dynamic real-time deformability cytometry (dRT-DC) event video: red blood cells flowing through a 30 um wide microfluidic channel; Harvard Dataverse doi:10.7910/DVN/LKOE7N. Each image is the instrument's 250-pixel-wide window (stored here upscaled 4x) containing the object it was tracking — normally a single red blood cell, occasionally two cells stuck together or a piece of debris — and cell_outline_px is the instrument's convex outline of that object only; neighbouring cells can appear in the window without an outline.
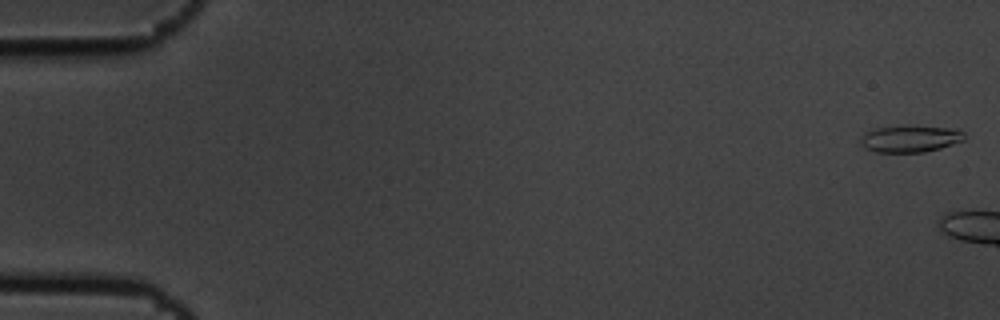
{"species": "common noctule bat (a hibernating species)", "species_latin": "Nyctalus noctula", "temperature_condition": "cold", "stored_images_in_passage": 9, "camera_frame_rate_fps": 3000, "um_per_image_px": 0.085, "animal": {"sex": "male", "body_mass_g": 19.5, "forearm_length_mm": 54.6}, "frame": {"image": 1, "passage_image": 1, "time_ms": 0.0, "image_size_px": [1000, 320], "cell_outline_px": [[964, 140], [940, 148], [924, 152], [876, 152], [864, 148], [860, 144], [860, 140], [864, 132], [872, 128], [904, 124], [960, 128], [964, 132]], "centroid_in_image_um": [77.35, 11.75], "position_along_channel_um": 7.6, "area_um2": 16.94}}
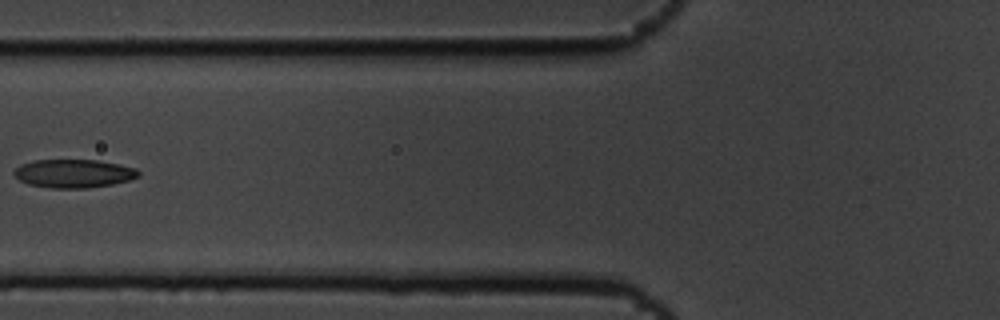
{"frame": {"image": 2, "passage_image": 8, "time_ms": 2.333, "image_size_px": [1000, 320], "cell_outline_px": [[140, 176], [128, 180], [112, 184], [88, 188], [48, 188], [28, 184], [20, 180], [12, 172], [20, 164], [36, 160], [96, 160], [136, 168], [140, 172]], "centroid_in_image_um": [6.25, 14.75], "position_along_channel_um": 119.6, "area_um2": 20.52}}
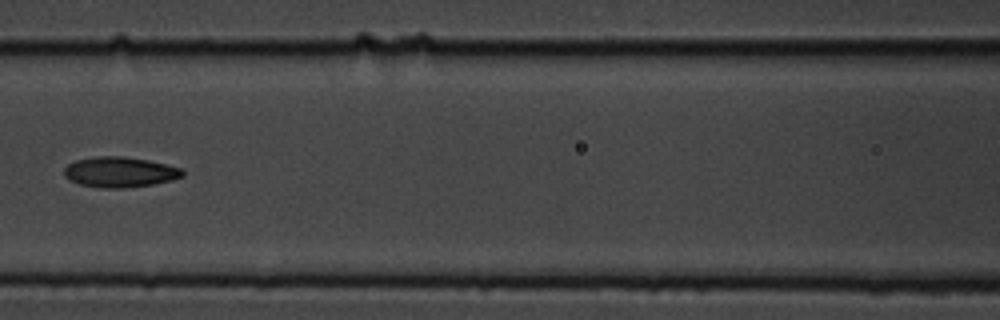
{"frame": {"image": 3, "passage_image": 9, "time_ms": 2.667, "image_size_px": [1000, 320], "cell_outline_px": [[184, 176], [172, 180], [152, 184], [124, 188], [100, 188], [80, 184], [68, 180], [64, 176], [64, 168], [68, 164], [76, 160], [96, 156], [120, 156], [148, 160], [180, 168], [184, 172]], "centroid_in_image_um": [10.15, 14.63], "position_along_channel_um": 156.5, "area_um2": 20.92}}